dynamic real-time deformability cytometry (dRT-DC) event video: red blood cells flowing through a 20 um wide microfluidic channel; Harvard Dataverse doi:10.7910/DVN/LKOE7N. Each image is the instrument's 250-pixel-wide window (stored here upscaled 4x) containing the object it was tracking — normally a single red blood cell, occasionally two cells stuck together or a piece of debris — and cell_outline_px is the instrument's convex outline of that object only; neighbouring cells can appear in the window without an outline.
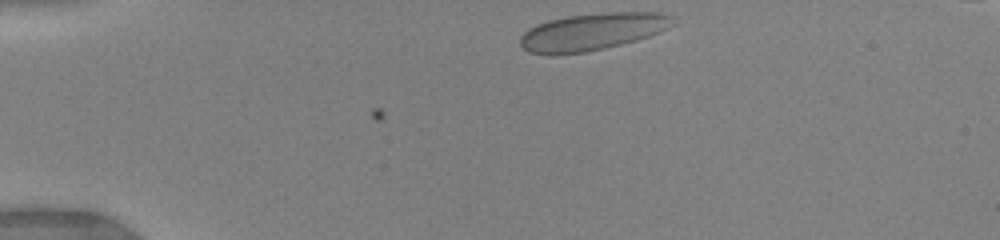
{"species": "human", "species_latin": "Homo sapiens", "temperature_condition": "warm", "stored_images_in_passage": 51, "camera_frame_rate_fps": 3000, "um_per_image_px": 0.085, "donor": {"sex": "female"}, "frame": {"image": 1, "passage_image": 1, "time_ms": 0.0, "image_size_px": [1000, 240], "cell_outline_px": [[672, 16], [668, 28], [648, 36], [636, 40], [604, 48], [584, 52], [528, 52], [520, 44], [520, 36], [528, 28], [536, 24], [548, 20], [568, 16], [612, 12], [660, 12]], "centroid_in_image_um": [50.34, 2.66], "position_along_channel_um": 34.7, "area_um2": 32.08}}